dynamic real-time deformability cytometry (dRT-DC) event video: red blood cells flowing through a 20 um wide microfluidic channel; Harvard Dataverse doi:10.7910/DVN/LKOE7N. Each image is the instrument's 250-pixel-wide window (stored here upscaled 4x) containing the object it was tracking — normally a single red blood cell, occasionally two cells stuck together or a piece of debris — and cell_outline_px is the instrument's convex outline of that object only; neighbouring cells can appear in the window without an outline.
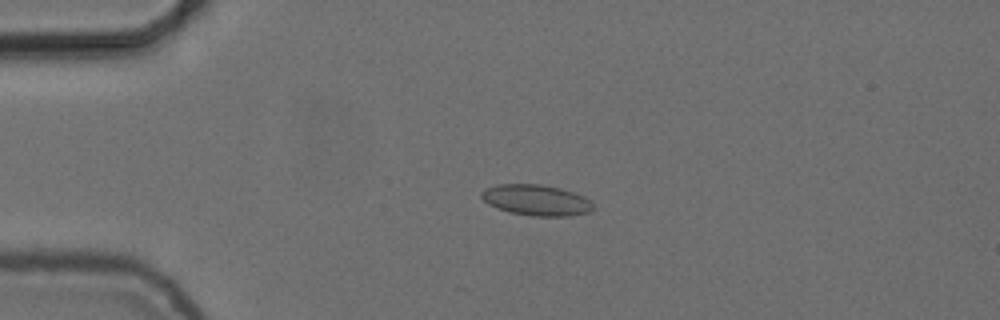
{"species": "common noctule bat (a hibernating species)", "species_latin": "Nyctalus noctula", "temperature_condition": "cold", "stored_images_in_passage": 56, "camera_frame_rate_fps": 3000, "um_per_image_px": 0.085, "animal": {"sex": "female", "body_mass_g": 24.6, "forearm_length_mm": 56.2}, "frame": {"image": 1, "passage_image": 14, "time_ms": 4.333, "image_size_px": [1000, 320], "cell_outline_px": [[592, 208], [588, 212], [568, 216], [532, 216], [512, 212], [496, 208], [488, 204], [480, 196], [480, 192], [484, 188], [496, 184], [540, 184], [560, 188], [584, 196], [592, 204]], "centroid_in_image_um": [45.52, 17.0], "position_along_channel_um": 39.5, "area_um2": 20.0}}
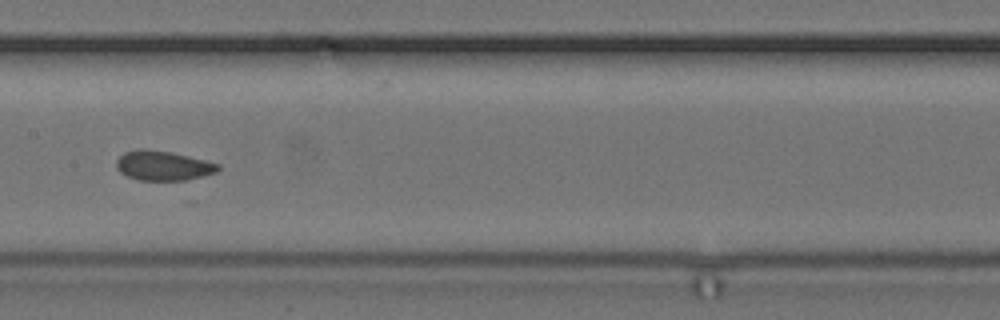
{"frame": {"image": 2, "passage_image": 29, "time_ms": 9.333, "image_size_px": [1000, 320], "cell_outline_px": [[220, 168], [216, 172], [188, 180], [140, 180], [128, 176], [120, 172], [116, 168], [116, 160], [124, 152], [140, 148], [144, 148], [172, 152], [220, 164]], "centroid_in_image_um": [13.85, 14.07], "position_along_channel_um": 193.6, "area_um2": 17.57}}
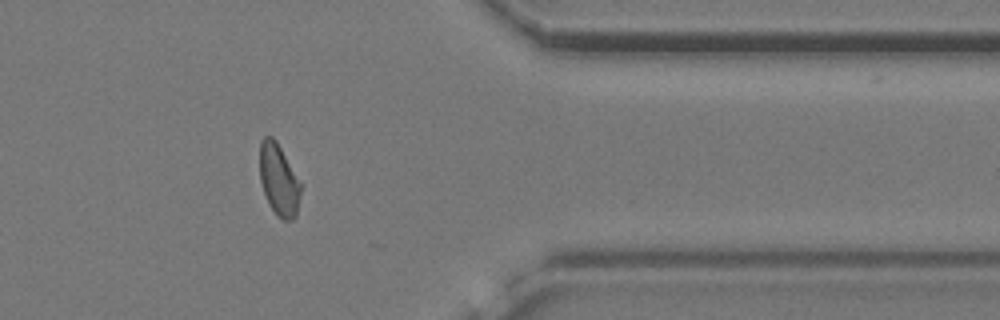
{"frame": {"image": 3, "passage_image": 46, "time_ms": 15.0, "image_size_px": [1000, 320], "cell_outline_px": [[300, 196], [296, 216], [292, 220], [284, 220], [276, 216], [268, 204], [260, 180], [260, 140], [264, 136], [272, 136], [276, 140], [300, 180]], "centroid_in_image_um": [23.69, 15.29], "position_along_channel_um": 387.7, "area_um2": 17.22}, "authors_computed_cell_mechanics": {"area_um2": 17.918, "velocity_mm_per_s": 3.7253, "shape_relaxation_time_tau1_ms": null, "shape_relaxation_time_tau2_ms": 1.2761, "deformation_change_tau1": null, "deformation_change_tau2": 0.047}}